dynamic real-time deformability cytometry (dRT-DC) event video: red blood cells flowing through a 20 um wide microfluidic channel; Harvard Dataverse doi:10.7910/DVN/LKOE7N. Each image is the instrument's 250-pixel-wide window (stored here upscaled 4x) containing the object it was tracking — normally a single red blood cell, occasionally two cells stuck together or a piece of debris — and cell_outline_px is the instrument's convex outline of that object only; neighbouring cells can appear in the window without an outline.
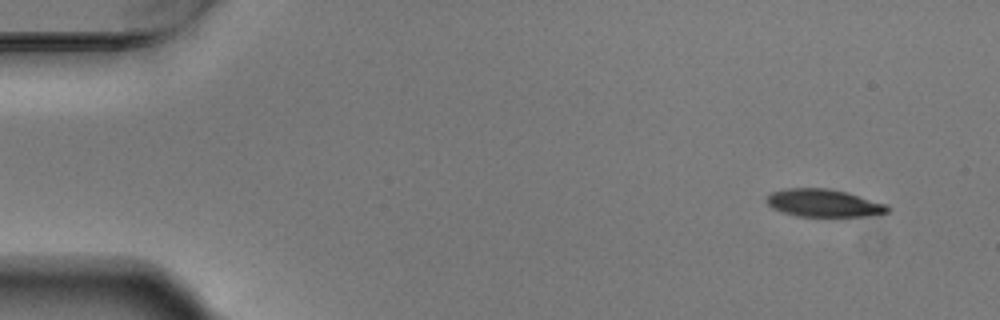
{"species": "Egyptian fruit bat (a non-hibernating species)", "species_latin": "Rousettus aegyptiacus", "temperature_condition": "warm", "stored_images_in_passage": 4, "camera_frame_rate_fps": 3000, "um_per_image_px": 0.085, "animal": {"sex": "male"}, "frame": {"image": 1, "passage_image": 1, "time_ms": 0.0, "image_size_px": [1000, 320], "cell_outline_px": [[892, 208], [888, 212], [876, 216], [796, 216], [772, 208], [768, 204], [764, 196], [772, 192], [784, 188], [828, 188], [844, 192], [884, 204]], "centroid_in_image_um": [69.98, 17.26], "position_along_channel_um": 15.0, "area_um2": 19.42}}
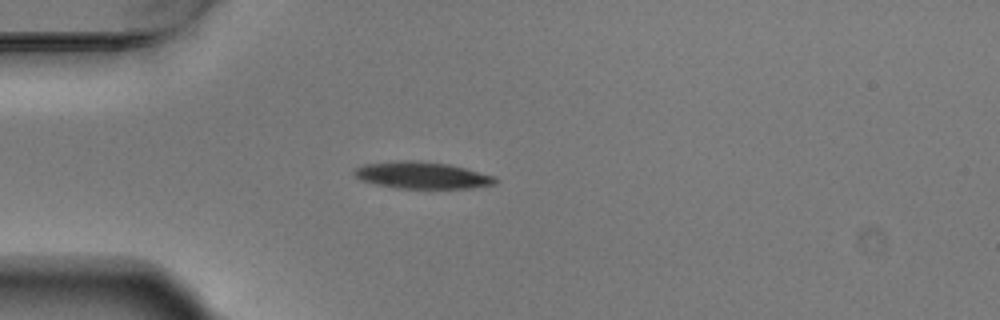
{"frame": {"image": 2, "passage_image": 4, "time_ms": 1.0, "image_size_px": [1000, 320], "cell_outline_px": [[496, 180], [492, 184], [468, 188], [396, 188], [376, 184], [360, 180], [352, 172], [352, 168], [364, 164], [396, 160], [412, 160], [448, 164], [496, 176]], "centroid_in_image_um": [35.78, 14.88], "position_along_channel_um": 49.2, "area_um2": 21.96}}